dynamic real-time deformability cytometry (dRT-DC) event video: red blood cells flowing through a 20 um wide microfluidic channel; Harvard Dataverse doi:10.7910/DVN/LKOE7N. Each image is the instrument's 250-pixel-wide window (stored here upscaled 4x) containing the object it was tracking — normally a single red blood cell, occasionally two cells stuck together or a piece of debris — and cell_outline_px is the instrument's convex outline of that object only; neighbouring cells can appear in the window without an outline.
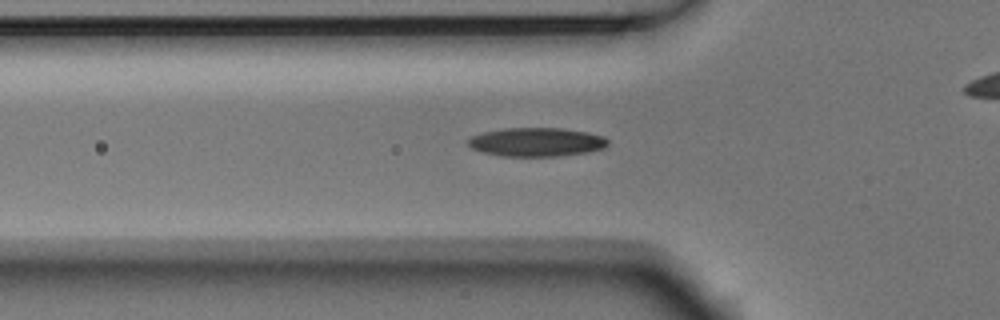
{"species": "Egyptian fruit bat (a non-hibernating species)", "species_latin": "Rousettus aegyptiacus", "temperature_condition": "room temperature", "stored_images_in_passage": 46, "camera_frame_rate_fps": 3000, "um_per_image_px": 0.085, "animal": {"sex": "male"}, "frame": {"image": 1, "passage_image": 17, "time_ms": 5.333, "image_size_px": [1000, 320], "cell_outline_px": [[608, 144], [604, 148], [584, 152], [556, 156], [500, 156], [484, 152], [472, 148], [468, 144], [468, 140], [472, 136], [484, 132], [504, 128], [560, 128], [588, 132], [604, 136], [608, 140]], "centroid_in_image_um": [45.61, 12.07], "position_along_channel_um": 80.2, "area_um2": 23.24}}
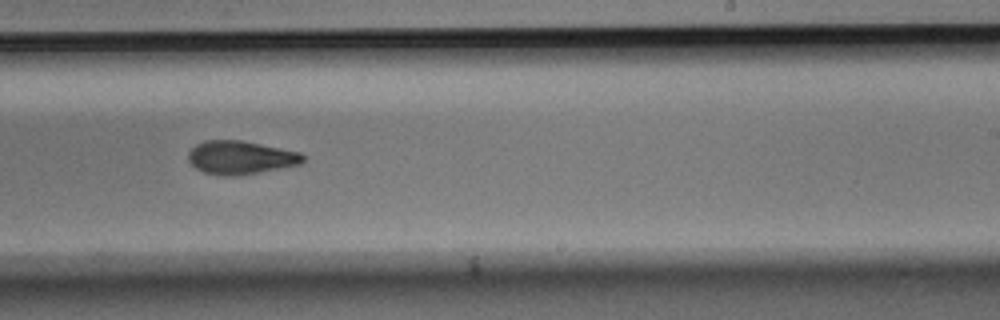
{"frame": {"image": 2, "passage_image": 32, "time_ms": 10.333, "image_size_px": [1000, 320], "cell_outline_px": [[304, 160], [300, 164], [260, 172], [236, 176], [224, 176], [204, 172], [196, 168], [188, 160], [188, 152], [196, 144], [204, 140], [240, 140], [300, 152], [304, 156]], "centroid_in_image_um": [20.42, 13.39], "position_along_channel_um": 268.6, "area_um2": 22.2}}
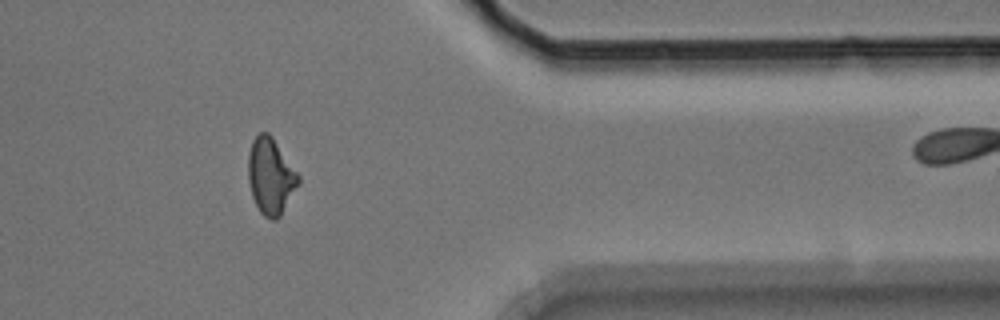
{"frame": {"image": 3, "passage_image": 43, "time_ms": 14.0, "image_size_px": [1000, 320], "cell_outline_px": [[300, 184], [280, 216], [276, 220], [272, 220], [264, 216], [260, 212], [252, 196], [248, 180], [248, 152], [252, 140], [260, 132], [268, 132], [272, 136], [300, 176]], "centroid_in_image_um": [23.01, 14.97], "position_along_channel_um": 388.4, "area_um2": 22.43}, "authors_computed_cell_mechanics": {"area_um2": 22.3397, "velocity_mm_per_s": 3.7536, "shape_relaxation_time_tau1_ms": 4.1762, "shape_relaxation_time_tau2_ms": 4.729, "deformation_change_tau1": 0.1322, "deformation_change_tau2": 0.1149}}